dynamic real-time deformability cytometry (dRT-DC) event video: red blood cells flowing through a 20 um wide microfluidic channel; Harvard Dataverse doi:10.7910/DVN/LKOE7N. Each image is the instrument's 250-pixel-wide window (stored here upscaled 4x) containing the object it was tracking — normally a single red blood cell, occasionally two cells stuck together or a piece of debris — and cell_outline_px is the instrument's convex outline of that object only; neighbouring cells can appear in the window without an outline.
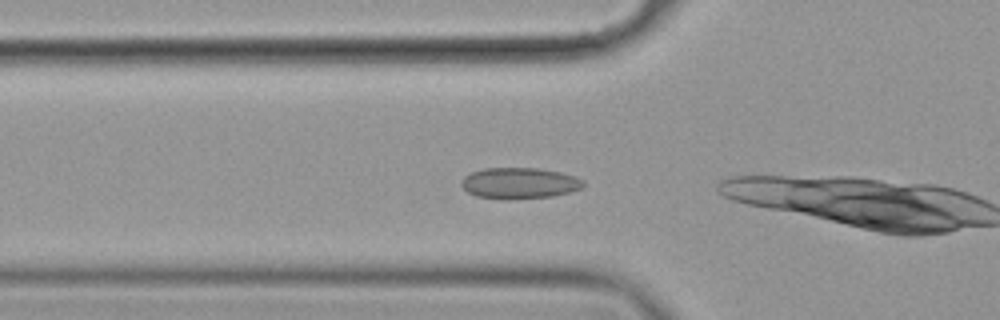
{"species": "common noctule bat (a hibernating species)", "species_latin": "Nyctalus noctula", "temperature_condition": "cold", "stored_images_in_passage": 3, "camera_frame_rate_fps": 3000, "um_per_image_px": 0.085, "animal": {"sex": "female", "body_mass_g": 19.9}, "frame": {"image": 1, "passage_image": 3, "time_ms": 0.667, "image_size_px": [1000, 320], "cell_outline_px": [[584, 184], [580, 188], [568, 192], [552, 196], [476, 196], [468, 192], [460, 184], [460, 180], [464, 176], [472, 172], [484, 168], [536, 168], [560, 172], [576, 176], [584, 180]], "centroid_in_image_um": [44.15, 15.5], "position_along_channel_um": 81.6, "area_um2": 21.04}}